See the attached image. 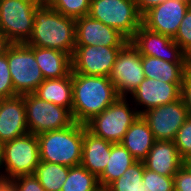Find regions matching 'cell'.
Wrapping results in <instances>:
<instances>
[{
    "label": "cell",
    "mask_w": 191,
    "mask_h": 191,
    "mask_svg": "<svg viewBox=\"0 0 191 191\" xmlns=\"http://www.w3.org/2000/svg\"><path fill=\"white\" fill-rule=\"evenodd\" d=\"M74 122L86 124L119 96L109 77L72 73Z\"/></svg>",
    "instance_id": "obj_1"
},
{
    "label": "cell",
    "mask_w": 191,
    "mask_h": 191,
    "mask_svg": "<svg viewBox=\"0 0 191 191\" xmlns=\"http://www.w3.org/2000/svg\"><path fill=\"white\" fill-rule=\"evenodd\" d=\"M27 46L55 49L72 57L75 49V19L41 4L34 14V25Z\"/></svg>",
    "instance_id": "obj_2"
},
{
    "label": "cell",
    "mask_w": 191,
    "mask_h": 191,
    "mask_svg": "<svg viewBox=\"0 0 191 191\" xmlns=\"http://www.w3.org/2000/svg\"><path fill=\"white\" fill-rule=\"evenodd\" d=\"M40 161L73 167L81 164L83 124L37 135Z\"/></svg>",
    "instance_id": "obj_3"
},
{
    "label": "cell",
    "mask_w": 191,
    "mask_h": 191,
    "mask_svg": "<svg viewBox=\"0 0 191 191\" xmlns=\"http://www.w3.org/2000/svg\"><path fill=\"white\" fill-rule=\"evenodd\" d=\"M128 97H118L100 114L94 116L85 125L94 135L113 144L121 143L122 139L137 119V108H131Z\"/></svg>",
    "instance_id": "obj_4"
},
{
    "label": "cell",
    "mask_w": 191,
    "mask_h": 191,
    "mask_svg": "<svg viewBox=\"0 0 191 191\" xmlns=\"http://www.w3.org/2000/svg\"><path fill=\"white\" fill-rule=\"evenodd\" d=\"M89 16L117 29L128 40L142 25L135 0H91Z\"/></svg>",
    "instance_id": "obj_5"
},
{
    "label": "cell",
    "mask_w": 191,
    "mask_h": 191,
    "mask_svg": "<svg viewBox=\"0 0 191 191\" xmlns=\"http://www.w3.org/2000/svg\"><path fill=\"white\" fill-rule=\"evenodd\" d=\"M45 1L0 0V31L12 43H26L31 37L34 14Z\"/></svg>",
    "instance_id": "obj_6"
},
{
    "label": "cell",
    "mask_w": 191,
    "mask_h": 191,
    "mask_svg": "<svg viewBox=\"0 0 191 191\" xmlns=\"http://www.w3.org/2000/svg\"><path fill=\"white\" fill-rule=\"evenodd\" d=\"M5 184L20 175L34 174L40 163L37 135L28 133L2 144Z\"/></svg>",
    "instance_id": "obj_7"
},
{
    "label": "cell",
    "mask_w": 191,
    "mask_h": 191,
    "mask_svg": "<svg viewBox=\"0 0 191 191\" xmlns=\"http://www.w3.org/2000/svg\"><path fill=\"white\" fill-rule=\"evenodd\" d=\"M7 59L16 94L34 93L45 80L34 52L25 43H13L7 50Z\"/></svg>",
    "instance_id": "obj_8"
},
{
    "label": "cell",
    "mask_w": 191,
    "mask_h": 191,
    "mask_svg": "<svg viewBox=\"0 0 191 191\" xmlns=\"http://www.w3.org/2000/svg\"><path fill=\"white\" fill-rule=\"evenodd\" d=\"M26 107L28 132L34 135L61 130L74 123L71 112L64 107L39 99L32 94L22 95Z\"/></svg>",
    "instance_id": "obj_9"
},
{
    "label": "cell",
    "mask_w": 191,
    "mask_h": 191,
    "mask_svg": "<svg viewBox=\"0 0 191 191\" xmlns=\"http://www.w3.org/2000/svg\"><path fill=\"white\" fill-rule=\"evenodd\" d=\"M119 97H128L144 80L142 55L128 41L118 52L109 74Z\"/></svg>",
    "instance_id": "obj_10"
},
{
    "label": "cell",
    "mask_w": 191,
    "mask_h": 191,
    "mask_svg": "<svg viewBox=\"0 0 191 191\" xmlns=\"http://www.w3.org/2000/svg\"><path fill=\"white\" fill-rule=\"evenodd\" d=\"M142 117L147 121L155 140L174 141L189 114L180 97L174 102L147 110Z\"/></svg>",
    "instance_id": "obj_11"
},
{
    "label": "cell",
    "mask_w": 191,
    "mask_h": 191,
    "mask_svg": "<svg viewBox=\"0 0 191 191\" xmlns=\"http://www.w3.org/2000/svg\"><path fill=\"white\" fill-rule=\"evenodd\" d=\"M122 47L75 46L72 73L108 77Z\"/></svg>",
    "instance_id": "obj_12"
},
{
    "label": "cell",
    "mask_w": 191,
    "mask_h": 191,
    "mask_svg": "<svg viewBox=\"0 0 191 191\" xmlns=\"http://www.w3.org/2000/svg\"><path fill=\"white\" fill-rule=\"evenodd\" d=\"M129 41L141 55L168 62H185V53L171 37L152 31L143 24Z\"/></svg>",
    "instance_id": "obj_13"
},
{
    "label": "cell",
    "mask_w": 191,
    "mask_h": 191,
    "mask_svg": "<svg viewBox=\"0 0 191 191\" xmlns=\"http://www.w3.org/2000/svg\"><path fill=\"white\" fill-rule=\"evenodd\" d=\"M182 83H167L160 80L144 78L135 91L131 93L129 103L133 99L139 115L147 110L174 102L181 97ZM140 106V107H138Z\"/></svg>",
    "instance_id": "obj_14"
},
{
    "label": "cell",
    "mask_w": 191,
    "mask_h": 191,
    "mask_svg": "<svg viewBox=\"0 0 191 191\" xmlns=\"http://www.w3.org/2000/svg\"><path fill=\"white\" fill-rule=\"evenodd\" d=\"M190 6L180 0H166L148 10L142 16V24L152 31L173 39Z\"/></svg>",
    "instance_id": "obj_15"
},
{
    "label": "cell",
    "mask_w": 191,
    "mask_h": 191,
    "mask_svg": "<svg viewBox=\"0 0 191 191\" xmlns=\"http://www.w3.org/2000/svg\"><path fill=\"white\" fill-rule=\"evenodd\" d=\"M128 41L117 29L89 15L75 20V46L123 47Z\"/></svg>",
    "instance_id": "obj_16"
},
{
    "label": "cell",
    "mask_w": 191,
    "mask_h": 191,
    "mask_svg": "<svg viewBox=\"0 0 191 191\" xmlns=\"http://www.w3.org/2000/svg\"><path fill=\"white\" fill-rule=\"evenodd\" d=\"M28 133L24 97L0 99V144Z\"/></svg>",
    "instance_id": "obj_17"
},
{
    "label": "cell",
    "mask_w": 191,
    "mask_h": 191,
    "mask_svg": "<svg viewBox=\"0 0 191 191\" xmlns=\"http://www.w3.org/2000/svg\"><path fill=\"white\" fill-rule=\"evenodd\" d=\"M183 161L174 141L156 140L143 163L153 172L173 177L183 166Z\"/></svg>",
    "instance_id": "obj_18"
},
{
    "label": "cell",
    "mask_w": 191,
    "mask_h": 191,
    "mask_svg": "<svg viewBox=\"0 0 191 191\" xmlns=\"http://www.w3.org/2000/svg\"><path fill=\"white\" fill-rule=\"evenodd\" d=\"M112 143L94 135L83 124L81 165L97 178L104 171L110 157Z\"/></svg>",
    "instance_id": "obj_19"
},
{
    "label": "cell",
    "mask_w": 191,
    "mask_h": 191,
    "mask_svg": "<svg viewBox=\"0 0 191 191\" xmlns=\"http://www.w3.org/2000/svg\"><path fill=\"white\" fill-rule=\"evenodd\" d=\"M155 141L147 121L142 115H139L125 133L121 144L137 161H143L155 144Z\"/></svg>",
    "instance_id": "obj_20"
},
{
    "label": "cell",
    "mask_w": 191,
    "mask_h": 191,
    "mask_svg": "<svg viewBox=\"0 0 191 191\" xmlns=\"http://www.w3.org/2000/svg\"><path fill=\"white\" fill-rule=\"evenodd\" d=\"M35 56L44 79L62 78L72 71L71 56L55 49L28 46Z\"/></svg>",
    "instance_id": "obj_21"
},
{
    "label": "cell",
    "mask_w": 191,
    "mask_h": 191,
    "mask_svg": "<svg viewBox=\"0 0 191 191\" xmlns=\"http://www.w3.org/2000/svg\"><path fill=\"white\" fill-rule=\"evenodd\" d=\"M39 99L72 110V72L62 78L45 79L33 93Z\"/></svg>",
    "instance_id": "obj_22"
},
{
    "label": "cell",
    "mask_w": 191,
    "mask_h": 191,
    "mask_svg": "<svg viewBox=\"0 0 191 191\" xmlns=\"http://www.w3.org/2000/svg\"><path fill=\"white\" fill-rule=\"evenodd\" d=\"M142 67L145 78L167 83H183L185 62H168L160 58L142 55Z\"/></svg>",
    "instance_id": "obj_23"
},
{
    "label": "cell",
    "mask_w": 191,
    "mask_h": 191,
    "mask_svg": "<svg viewBox=\"0 0 191 191\" xmlns=\"http://www.w3.org/2000/svg\"><path fill=\"white\" fill-rule=\"evenodd\" d=\"M136 161L137 160L121 143H112L107 165L102 174L98 177L101 189L104 191L113 181L121 177L125 170Z\"/></svg>",
    "instance_id": "obj_24"
},
{
    "label": "cell",
    "mask_w": 191,
    "mask_h": 191,
    "mask_svg": "<svg viewBox=\"0 0 191 191\" xmlns=\"http://www.w3.org/2000/svg\"><path fill=\"white\" fill-rule=\"evenodd\" d=\"M69 168L61 164L40 161L34 175L45 191H61L62 185L68 177Z\"/></svg>",
    "instance_id": "obj_25"
},
{
    "label": "cell",
    "mask_w": 191,
    "mask_h": 191,
    "mask_svg": "<svg viewBox=\"0 0 191 191\" xmlns=\"http://www.w3.org/2000/svg\"><path fill=\"white\" fill-rule=\"evenodd\" d=\"M61 191H103L98 178L81 164L69 168L68 177Z\"/></svg>",
    "instance_id": "obj_26"
},
{
    "label": "cell",
    "mask_w": 191,
    "mask_h": 191,
    "mask_svg": "<svg viewBox=\"0 0 191 191\" xmlns=\"http://www.w3.org/2000/svg\"><path fill=\"white\" fill-rule=\"evenodd\" d=\"M144 168L143 161H136L104 191H147L142 184Z\"/></svg>",
    "instance_id": "obj_27"
},
{
    "label": "cell",
    "mask_w": 191,
    "mask_h": 191,
    "mask_svg": "<svg viewBox=\"0 0 191 191\" xmlns=\"http://www.w3.org/2000/svg\"><path fill=\"white\" fill-rule=\"evenodd\" d=\"M45 3L64 16L76 20L89 15L91 0H45Z\"/></svg>",
    "instance_id": "obj_28"
},
{
    "label": "cell",
    "mask_w": 191,
    "mask_h": 191,
    "mask_svg": "<svg viewBox=\"0 0 191 191\" xmlns=\"http://www.w3.org/2000/svg\"><path fill=\"white\" fill-rule=\"evenodd\" d=\"M142 184L147 191H174V179L172 176H163L144 168Z\"/></svg>",
    "instance_id": "obj_29"
},
{
    "label": "cell",
    "mask_w": 191,
    "mask_h": 191,
    "mask_svg": "<svg viewBox=\"0 0 191 191\" xmlns=\"http://www.w3.org/2000/svg\"><path fill=\"white\" fill-rule=\"evenodd\" d=\"M8 191H45L34 174L20 175L5 184Z\"/></svg>",
    "instance_id": "obj_30"
},
{
    "label": "cell",
    "mask_w": 191,
    "mask_h": 191,
    "mask_svg": "<svg viewBox=\"0 0 191 191\" xmlns=\"http://www.w3.org/2000/svg\"><path fill=\"white\" fill-rule=\"evenodd\" d=\"M175 146L184 160L191 155V117L177 131L174 139Z\"/></svg>",
    "instance_id": "obj_31"
},
{
    "label": "cell",
    "mask_w": 191,
    "mask_h": 191,
    "mask_svg": "<svg viewBox=\"0 0 191 191\" xmlns=\"http://www.w3.org/2000/svg\"><path fill=\"white\" fill-rule=\"evenodd\" d=\"M15 96H17V94L14 91L6 53L0 56V99Z\"/></svg>",
    "instance_id": "obj_32"
},
{
    "label": "cell",
    "mask_w": 191,
    "mask_h": 191,
    "mask_svg": "<svg viewBox=\"0 0 191 191\" xmlns=\"http://www.w3.org/2000/svg\"><path fill=\"white\" fill-rule=\"evenodd\" d=\"M173 40L180 46L184 53L191 50V6L185 13Z\"/></svg>",
    "instance_id": "obj_33"
},
{
    "label": "cell",
    "mask_w": 191,
    "mask_h": 191,
    "mask_svg": "<svg viewBox=\"0 0 191 191\" xmlns=\"http://www.w3.org/2000/svg\"><path fill=\"white\" fill-rule=\"evenodd\" d=\"M174 191H191V172L182 166L173 176Z\"/></svg>",
    "instance_id": "obj_34"
},
{
    "label": "cell",
    "mask_w": 191,
    "mask_h": 191,
    "mask_svg": "<svg viewBox=\"0 0 191 191\" xmlns=\"http://www.w3.org/2000/svg\"><path fill=\"white\" fill-rule=\"evenodd\" d=\"M181 97L185 107L191 117V77L184 75V80L181 87Z\"/></svg>",
    "instance_id": "obj_35"
},
{
    "label": "cell",
    "mask_w": 191,
    "mask_h": 191,
    "mask_svg": "<svg viewBox=\"0 0 191 191\" xmlns=\"http://www.w3.org/2000/svg\"><path fill=\"white\" fill-rule=\"evenodd\" d=\"M166 0H135L138 10L143 16L151 8L165 2Z\"/></svg>",
    "instance_id": "obj_36"
},
{
    "label": "cell",
    "mask_w": 191,
    "mask_h": 191,
    "mask_svg": "<svg viewBox=\"0 0 191 191\" xmlns=\"http://www.w3.org/2000/svg\"><path fill=\"white\" fill-rule=\"evenodd\" d=\"M12 44L13 43L9 40V38L2 31H0V56L6 54L8 48Z\"/></svg>",
    "instance_id": "obj_37"
},
{
    "label": "cell",
    "mask_w": 191,
    "mask_h": 191,
    "mask_svg": "<svg viewBox=\"0 0 191 191\" xmlns=\"http://www.w3.org/2000/svg\"><path fill=\"white\" fill-rule=\"evenodd\" d=\"M185 75L191 77V50L185 53Z\"/></svg>",
    "instance_id": "obj_38"
},
{
    "label": "cell",
    "mask_w": 191,
    "mask_h": 191,
    "mask_svg": "<svg viewBox=\"0 0 191 191\" xmlns=\"http://www.w3.org/2000/svg\"><path fill=\"white\" fill-rule=\"evenodd\" d=\"M4 164H3V152H2V144H0V185H5V171Z\"/></svg>",
    "instance_id": "obj_39"
},
{
    "label": "cell",
    "mask_w": 191,
    "mask_h": 191,
    "mask_svg": "<svg viewBox=\"0 0 191 191\" xmlns=\"http://www.w3.org/2000/svg\"><path fill=\"white\" fill-rule=\"evenodd\" d=\"M183 166L191 172V155L184 159Z\"/></svg>",
    "instance_id": "obj_40"
},
{
    "label": "cell",
    "mask_w": 191,
    "mask_h": 191,
    "mask_svg": "<svg viewBox=\"0 0 191 191\" xmlns=\"http://www.w3.org/2000/svg\"><path fill=\"white\" fill-rule=\"evenodd\" d=\"M0 191H8L5 185H0Z\"/></svg>",
    "instance_id": "obj_41"
},
{
    "label": "cell",
    "mask_w": 191,
    "mask_h": 191,
    "mask_svg": "<svg viewBox=\"0 0 191 191\" xmlns=\"http://www.w3.org/2000/svg\"><path fill=\"white\" fill-rule=\"evenodd\" d=\"M180 1H182V2H186V3H188V4L191 5V0H180Z\"/></svg>",
    "instance_id": "obj_42"
}]
</instances>
